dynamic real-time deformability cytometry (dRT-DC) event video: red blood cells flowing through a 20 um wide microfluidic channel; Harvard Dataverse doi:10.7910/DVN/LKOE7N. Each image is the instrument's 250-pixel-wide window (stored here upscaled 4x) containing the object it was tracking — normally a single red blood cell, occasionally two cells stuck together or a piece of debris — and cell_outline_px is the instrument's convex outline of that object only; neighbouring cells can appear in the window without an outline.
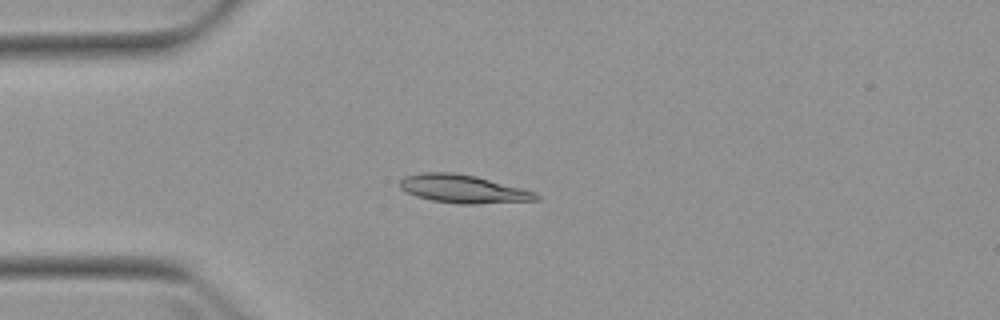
{"species": "Egyptian fruit bat (a non-hibernating species)", "species_latin": "Rousettus aegyptiacus", "temperature_condition": "warm", "stored_images_in_passage": 2, "camera_frame_rate_fps": 3000, "um_per_image_px": 0.085, "animal": {"sex": "female"}, "frame": {"image": 1, "passage_image": 2, "time_ms": 1.333, "image_size_px": [1000, 320], "cell_outline_px": [[540, 200], [476, 204], [460, 204], [432, 200], [416, 196], [400, 188], [400, 180], [404, 176], [424, 172], [452, 172], [476, 176], [536, 192], [540, 196]], "centroid_in_image_um": [39.38, 16.06], "position_along_channel_um": 45.6, "area_um2": 22.31}}